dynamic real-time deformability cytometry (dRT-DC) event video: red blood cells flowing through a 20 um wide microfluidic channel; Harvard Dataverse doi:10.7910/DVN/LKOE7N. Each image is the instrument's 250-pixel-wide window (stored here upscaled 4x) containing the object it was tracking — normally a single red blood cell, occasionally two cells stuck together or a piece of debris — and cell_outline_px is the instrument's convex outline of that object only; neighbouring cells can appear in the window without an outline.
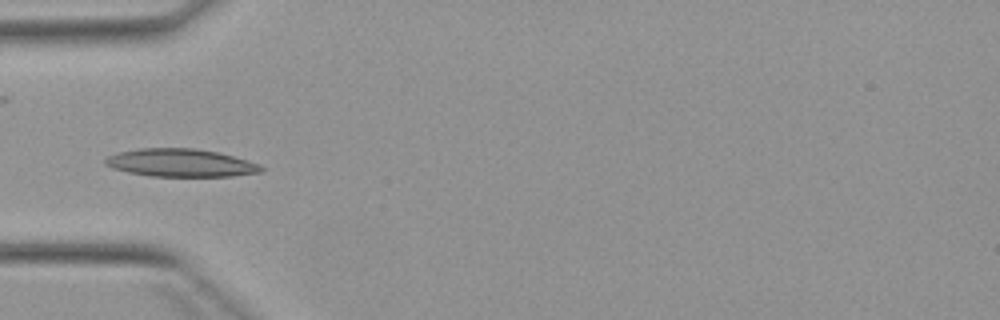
{"species": "Egyptian fruit bat (a non-hibernating species)", "species_latin": "Rousettus aegyptiacus", "temperature_condition": "warm", "stored_images_in_passage": 5, "camera_frame_rate_fps": 3000, "um_per_image_px": 0.085, "animal": {"sex": "female"}, "frame": {"image": 1, "passage_image": 5, "time_ms": 5.0, "image_size_px": [1000, 320], "cell_outline_px": [[264, 172], [232, 176], [152, 176], [128, 172], [112, 168], [104, 164], [104, 160], [108, 156], [116, 152], [140, 148], [196, 148], [216, 152], [232, 156], [260, 164], [264, 168]], "centroid_in_image_um": [15.34, 13.84], "position_along_channel_um": 69.7, "area_um2": 25.37}}